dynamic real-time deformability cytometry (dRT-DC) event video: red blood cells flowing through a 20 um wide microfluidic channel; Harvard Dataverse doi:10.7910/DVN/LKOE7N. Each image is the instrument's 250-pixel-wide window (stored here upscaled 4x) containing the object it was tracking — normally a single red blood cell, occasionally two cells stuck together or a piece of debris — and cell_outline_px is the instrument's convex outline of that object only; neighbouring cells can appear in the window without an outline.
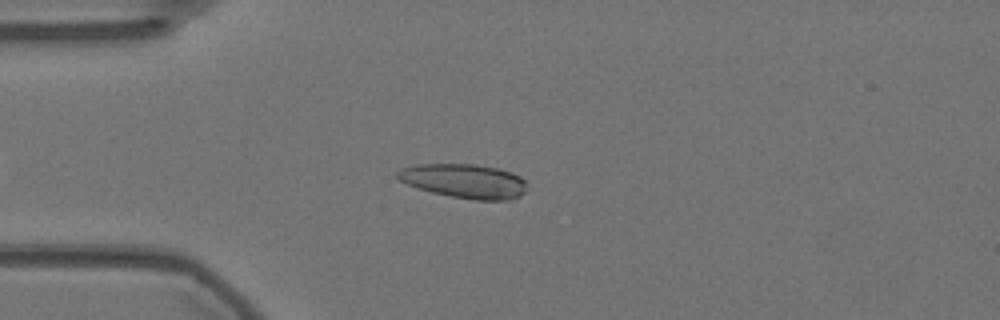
{"species": "Egyptian fruit bat (a non-hibernating species)", "species_latin": "Rousettus aegyptiacus", "temperature_condition": "warm", "stored_images_in_passage": 51, "camera_frame_rate_fps": 3000, "um_per_image_px": 0.085, "animal": {"sex": "female"}, "frame": {"image": 1, "passage_image": 13, "time_ms": 4.0, "image_size_px": [1000, 320], "cell_outline_px": [[524, 192], [520, 196], [508, 200], [476, 200], [452, 196], [432, 192], [408, 184], [400, 180], [396, 176], [396, 172], [400, 168], [416, 164], [476, 164], [496, 168], [512, 172], [520, 176], [524, 180]], "centroid_in_image_um": [39.45, 15.37], "position_along_channel_um": 45.5, "area_um2": 25.61}}
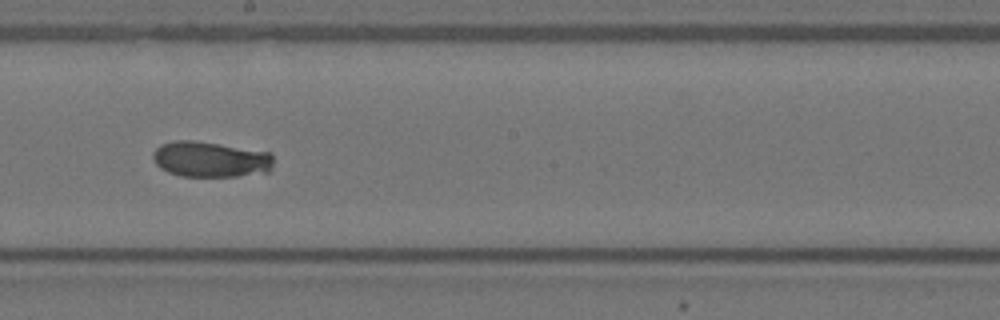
{"frame": {"image": 2, "passage_image": 30, "time_ms": 9.667, "image_size_px": [1000, 320], "cell_outline_px": [[272, 168], [268, 172], [236, 176], [180, 176], [168, 172], [160, 168], [156, 164], [152, 156], [152, 152], [160, 144], [172, 140], [192, 140], [272, 152]], "centroid_in_image_um": [17.87, 13.54], "position_along_channel_um": 230.3, "area_um2": 25.2}}
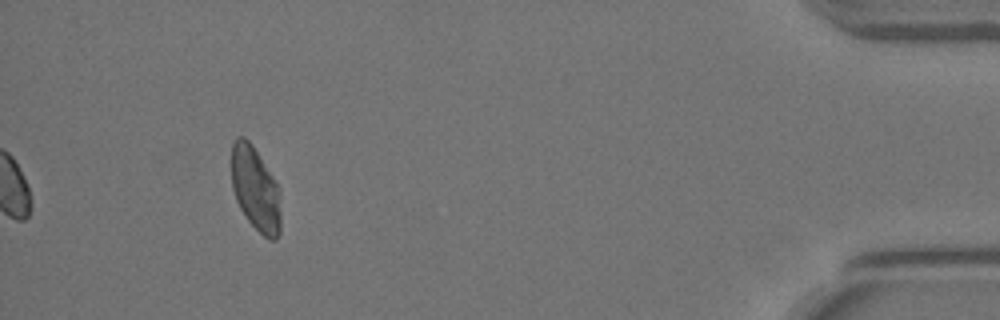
{"frame": {"image": 3, "passage_image": 51, "time_ms": 16.667, "image_size_px": [1000, 320], "cell_outline_px": [[280, 232], [276, 240], [268, 240], [248, 220], [240, 208], [236, 200], [232, 188], [232, 144], [236, 136], [244, 136], [252, 144], [276, 180], [280, 192]], "centroid_in_image_um": [21.72, 16.05], "position_along_channel_um": 413.5, "area_um2": 24.33}, "authors_computed_cell_mechanics": {"area_um2": 25.2008, "velocity_mm_per_s": 3.5627, "shape_relaxation_time_tau1_ms": null, "shape_relaxation_time_tau2_ms": 2.7419, "deformation_change_tau1": null, "deformation_change_tau2": 0.0367}}